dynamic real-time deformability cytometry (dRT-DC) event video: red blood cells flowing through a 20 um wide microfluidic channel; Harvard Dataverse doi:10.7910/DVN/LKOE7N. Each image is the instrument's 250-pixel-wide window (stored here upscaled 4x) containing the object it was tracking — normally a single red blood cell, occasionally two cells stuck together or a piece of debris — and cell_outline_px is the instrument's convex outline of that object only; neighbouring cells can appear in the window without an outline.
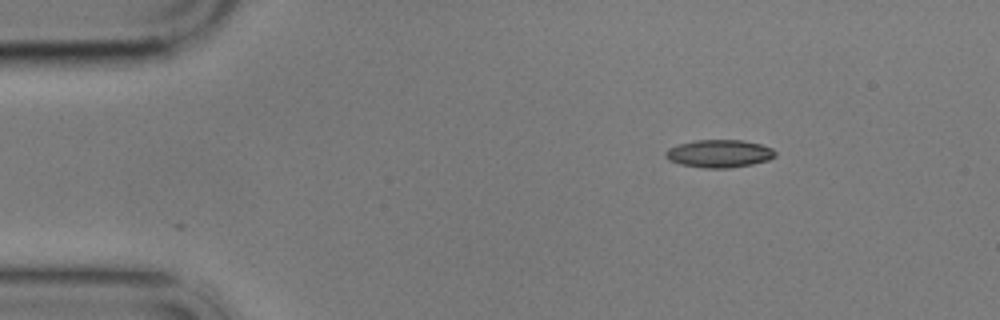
{"species": "common noctule bat (a hibernating species)", "species_latin": "Nyctalus noctula", "temperature_condition": "cold", "stored_images_in_passage": 3, "camera_frame_rate_fps": 3000, "um_per_image_px": 0.085, "animal": {"sex": "male", "body_mass_g": 17.9}, "frame": {"image": 1, "passage_image": 2, "time_ms": 1.333, "image_size_px": [1000, 320], "cell_outline_px": [[776, 156], [768, 160], [752, 164], [728, 168], [704, 168], [680, 164], [668, 160], [664, 156], [664, 152], [668, 148], [680, 144], [696, 140], [744, 140], [760, 144], [772, 148], [776, 152]], "centroid_in_image_um": [61.12, 13.05], "position_along_channel_um": 23.9, "area_um2": 17.8}}